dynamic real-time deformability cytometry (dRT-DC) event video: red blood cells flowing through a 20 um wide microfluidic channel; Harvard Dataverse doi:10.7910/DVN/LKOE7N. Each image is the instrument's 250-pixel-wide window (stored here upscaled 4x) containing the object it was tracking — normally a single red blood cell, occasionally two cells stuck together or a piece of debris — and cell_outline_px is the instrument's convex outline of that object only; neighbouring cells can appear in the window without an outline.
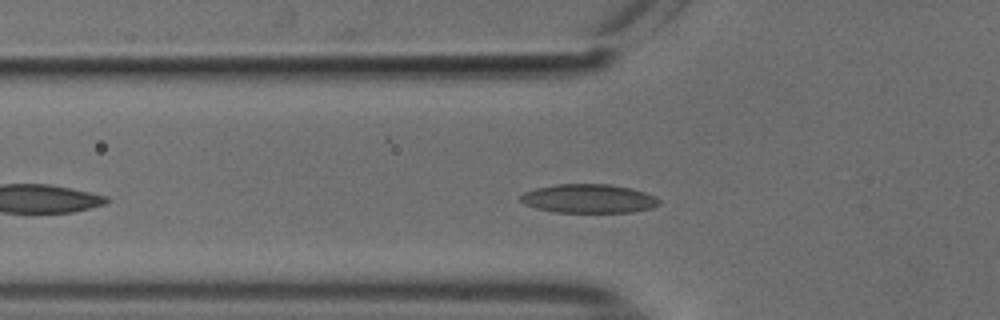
{"species": "common noctule bat (a hibernating species)", "species_latin": "Nyctalus noctula", "temperature_condition": "cold", "stored_images_in_passage": 38, "camera_frame_rate_fps": 3000, "um_per_image_px": 0.085, "animal": {"sex": "male", "body_mass_g": 18.8}, "frame": {"image": 1, "passage_image": 5, "time_ms": 1.333, "image_size_px": [1000, 320], "cell_outline_px": [[660, 204], [652, 208], [632, 212], [556, 212], [536, 208], [524, 204], [520, 200], [520, 196], [524, 192], [536, 188], [556, 184], [612, 184], [644, 192], [656, 196], [660, 200]], "centroid_in_image_um": [50.04, 16.88], "position_along_channel_um": 75.8, "area_um2": 23.29}}
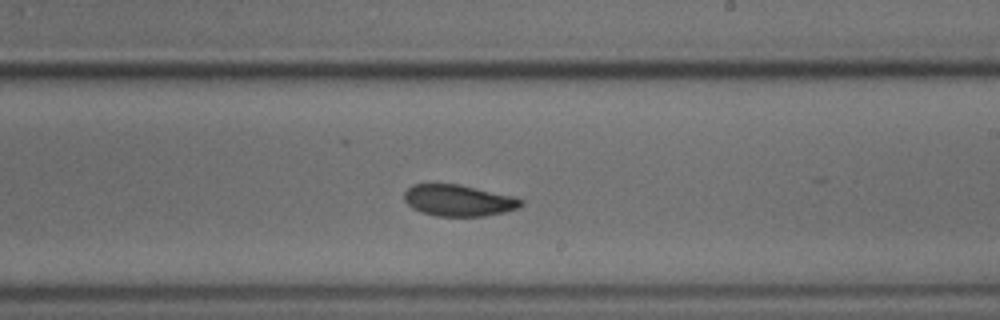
{"frame": {"image": 2, "passage_image": 19, "time_ms": 6.0, "image_size_px": [1000, 320], "cell_outline_px": [[524, 204], [520, 208], [504, 212], [484, 216], [436, 216], [420, 212], [412, 208], [404, 200], [404, 192], [412, 184], [460, 184], [516, 196], [524, 200]], "centroid_in_image_um": [39.02, 17.03], "position_along_channel_um": 250.0, "area_um2": 21.73}}
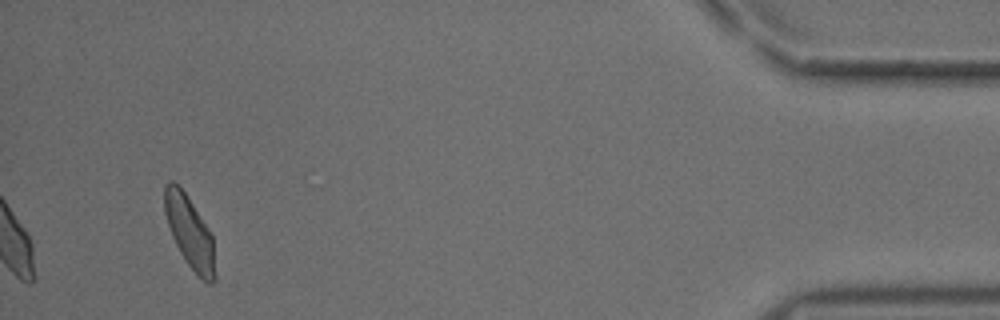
{"frame": {"image": 3, "passage_image": 38, "time_ms": 12.333, "image_size_px": [1000, 320], "cell_outline_px": [[216, 280], [212, 284], [208, 284], [188, 264], [180, 252], [172, 236], [164, 212], [164, 184], [168, 180], [172, 180], [184, 192], [208, 228], [212, 236], [216, 276]], "centroid_in_image_um": [16.11, 19.74], "position_along_channel_um": 419.1, "area_um2": 20.81}, "authors_computed_cell_mechanics": {"area_um2": 21.5883, "velocity_mm_per_s": 3.7287, "shape_relaxation_time_tau1_ms": 6.2614, "shape_relaxation_time_tau2_ms": 6.265, "deformation_change_tau1": 0.1365, "deformation_change_tau2": 0.1061}}